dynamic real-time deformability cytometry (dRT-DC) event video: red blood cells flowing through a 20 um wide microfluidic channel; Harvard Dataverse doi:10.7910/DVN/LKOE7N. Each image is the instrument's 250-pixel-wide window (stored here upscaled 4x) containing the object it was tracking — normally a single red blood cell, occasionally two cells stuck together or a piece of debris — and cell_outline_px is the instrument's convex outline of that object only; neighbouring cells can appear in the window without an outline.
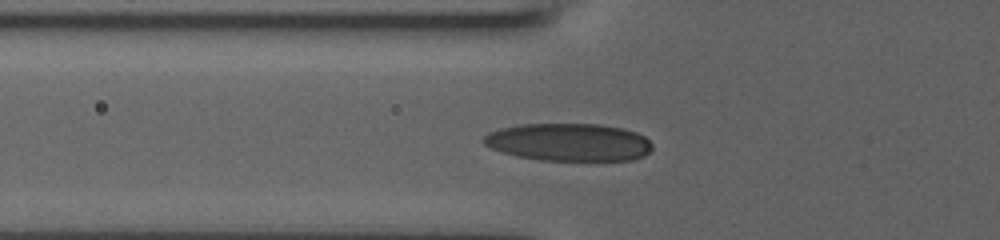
{"species": "human", "species_latin": "Homo sapiens", "temperature_condition": "room temperature", "stored_images_in_passage": 16, "camera_frame_rate_fps": 3000, "um_per_image_px": 0.085, "donor": {"sex": "male"}, "frame": {"image": 1, "passage_image": 9, "time_ms": 5.333, "image_size_px": [1000, 240], "cell_outline_px": [[652, 148], [644, 156], [632, 160], [540, 160], [516, 156], [492, 148], [484, 144], [480, 140], [488, 132], [500, 128], [520, 124], [600, 124], [624, 128], [636, 132], [644, 136], [652, 144]], "centroid_in_image_um": [48.34, 12.08], "position_along_channel_um": 77.5, "area_um2": 37.17}}
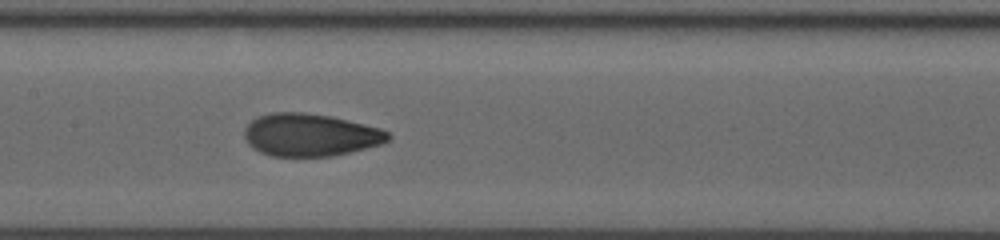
{"frame": {"image": 2, "passage_image": 13, "time_ms": 8.0, "image_size_px": [1000, 240], "cell_outline_px": [[392, 136], [388, 140], [380, 144], [332, 156], [272, 156], [260, 152], [252, 148], [248, 144], [244, 136], [244, 128], [252, 120], [260, 116], [272, 112], [304, 112], [328, 116], [380, 128], [388, 132]], "centroid_in_image_um": [26.33, 11.47], "position_along_channel_um": 181.1, "area_um2": 35.37}}
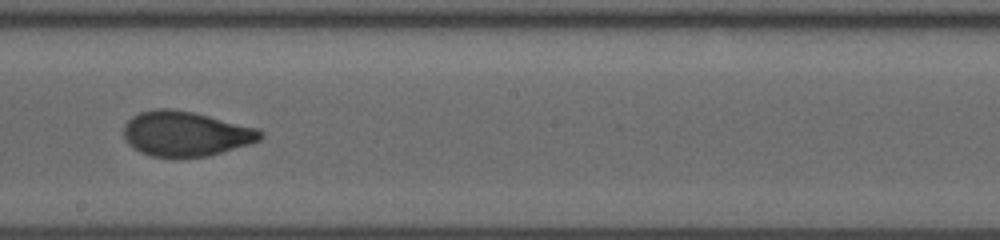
{"frame": {"image": 3, "passage_image": 15, "time_ms": 9.333, "image_size_px": [1000, 240], "cell_outline_px": [[264, 136], [260, 140], [248, 144], [208, 156], [152, 156], [140, 152], [132, 148], [128, 144], [124, 136], [124, 124], [132, 116], [140, 112], [156, 108], [168, 108], [192, 112], [260, 128], [264, 132]], "centroid_in_image_um": [15.79, 11.35], "position_along_channel_um": 232.4, "area_um2": 35.66}}